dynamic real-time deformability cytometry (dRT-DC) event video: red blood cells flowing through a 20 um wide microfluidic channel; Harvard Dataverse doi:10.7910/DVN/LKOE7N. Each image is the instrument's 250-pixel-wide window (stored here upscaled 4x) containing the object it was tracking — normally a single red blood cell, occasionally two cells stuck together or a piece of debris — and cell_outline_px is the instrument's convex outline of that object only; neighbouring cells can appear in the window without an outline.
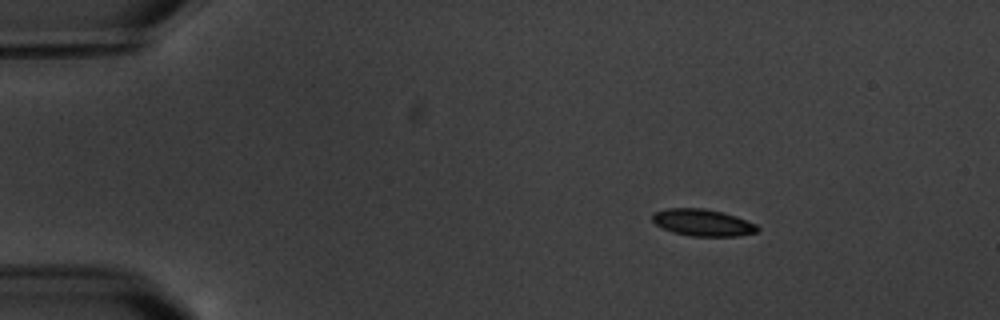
{"species": "common noctule bat (a hibernating species)", "species_latin": "Nyctalus noctula", "temperature_condition": "warm", "stored_images_in_passage": 5, "camera_frame_rate_fps": 3000, "um_per_image_px": 0.085, "animal": {"sex": "male", "body_mass_g": 20.1, "forearm_length_mm": 53.5}, "frame": {"image": 1, "passage_image": 2, "time_ms": 1.0, "image_size_px": [1000, 320], "cell_outline_px": [[760, 228], [756, 232], [736, 236], [692, 236], [672, 232], [656, 224], [652, 220], [652, 212], [668, 208], [704, 208], [724, 212], [736, 216], [756, 224]], "centroid_in_image_um": [59.72, 18.91], "position_along_channel_um": 25.3, "area_um2": 16.47}}
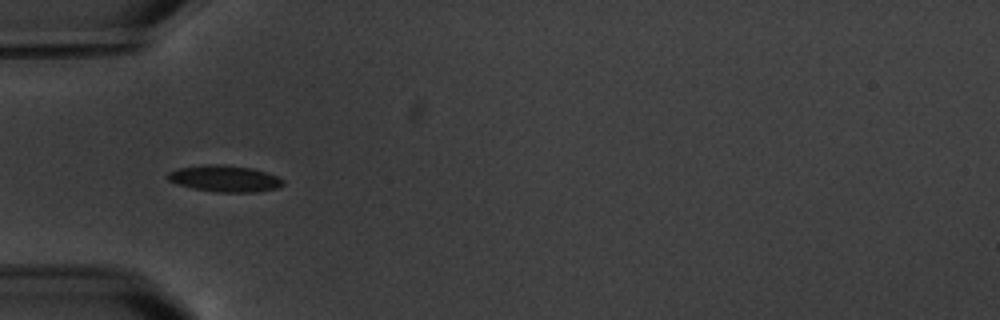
{"frame": {"image": 2, "passage_image": 4, "time_ms": 4.333, "image_size_px": [1000, 320], "cell_outline_px": [[284, 184], [280, 188], [256, 192], [216, 192], [192, 188], [176, 184], [168, 180], [168, 172], [180, 168], [204, 164], [224, 164], [252, 168], [276, 176], [284, 180]], "centroid_in_image_um": [19.11, 15.18], "position_along_channel_um": 65.9, "area_um2": 17.86}}